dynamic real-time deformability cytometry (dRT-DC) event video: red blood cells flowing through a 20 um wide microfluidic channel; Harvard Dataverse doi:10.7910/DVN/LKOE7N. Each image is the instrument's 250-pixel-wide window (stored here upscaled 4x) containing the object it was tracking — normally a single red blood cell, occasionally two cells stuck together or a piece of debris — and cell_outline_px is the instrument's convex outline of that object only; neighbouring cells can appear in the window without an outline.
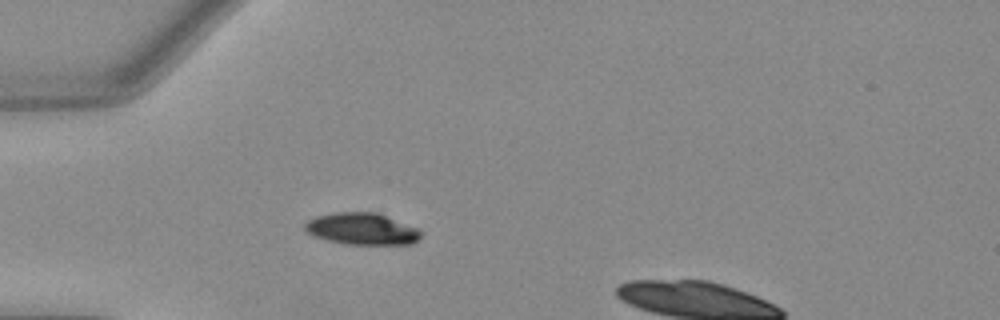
{"species": "Egyptian fruit bat (a non-hibernating species)", "species_latin": "Rousettus aegyptiacus", "temperature_condition": "warm", "stored_images_in_passage": 46, "camera_frame_rate_fps": 3000, "um_per_image_px": 0.085, "animal": {"sex": "female"}, "frame": {"image": 1, "passage_image": 15, "time_ms": 4.667, "image_size_px": [1000, 320], "cell_outline_px": [[420, 236], [412, 244], [348, 244], [328, 240], [316, 236], [308, 232], [304, 228], [304, 224], [308, 220], [316, 216], [336, 212], [376, 212], [416, 228], [420, 232]], "centroid_in_image_um": [30.73, 19.45], "position_along_channel_um": 54.3, "area_um2": 21.04}}
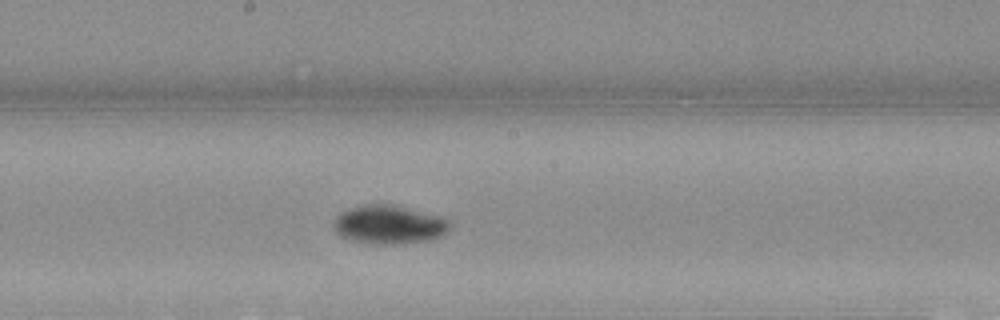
{"frame": {"image": 2, "passage_image": 28, "time_ms": 9.0, "image_size_px": [1000, 320], "cell_outline_px": [[448, 228], [444, 236], [432, 240], [396, 244], [368, 244], [348, 240], [340, 236], [336, 232], [332, 224], [340, 212], [348, 208], [364, 204], [400, 204], [440, 216], [448, 220]], "centroid_in_image_um": [33.05, 19.09], "position_along_channel_um": 215.2, "area_um2": 26.82}}
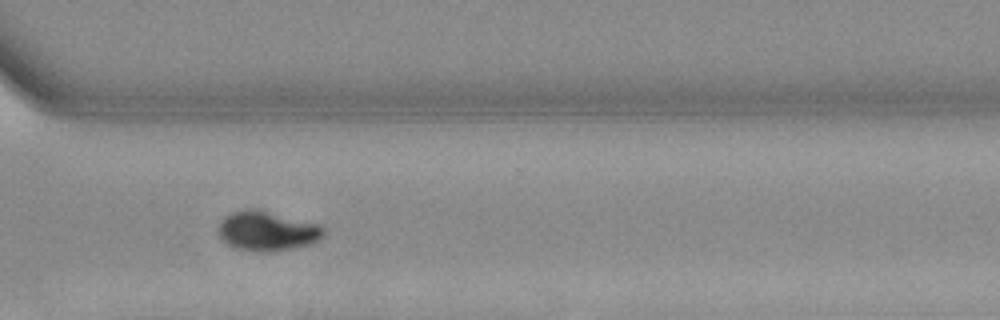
{"frame": {"image": 3, "passage_image": 38, "time_ms": 12.333, "image_size_px": [1000, 320], "cell_outline_px": [[324, 236], [320, 240], [312, 244], [272, 252], [252, 252], [232, 248], [224, 244], [220, 240], [220, 220], [224, 216], [232, 212], [252, 208], [320, 224], [324, 228]], "centroid_in_image_um": [22.69, 19.67], "position_along_channel_um": 347.9, "area_um2": 24.62}}